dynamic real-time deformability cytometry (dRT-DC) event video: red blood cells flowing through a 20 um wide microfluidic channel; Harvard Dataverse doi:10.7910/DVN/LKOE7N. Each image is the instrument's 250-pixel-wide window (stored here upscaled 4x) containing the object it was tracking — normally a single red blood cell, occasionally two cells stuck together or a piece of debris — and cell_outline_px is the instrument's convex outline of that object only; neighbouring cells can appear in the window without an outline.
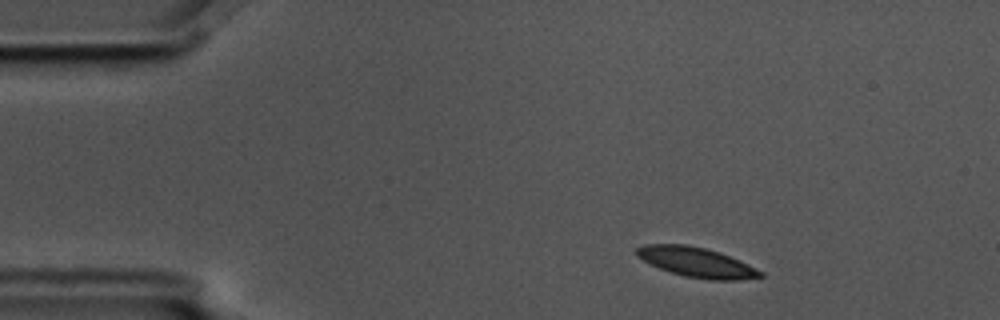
{"species": "common noctule bat (a hibernating species)", "species_latin": "Nyctalus noctula", "temperature_condition": "cold", "stored_images_in_passage": 4, "camera_frame_rate_fps": 3000, "um_per_image_px": 0.085, "animal": {"sex": "male", "body_mass_g": 17.5, "forearm_length_mm": 52.3}, "frame": {"image": 1, "passage_image": 2, "time_ms": 0.333, "image_size_px": [1000, 320], "cell_outline_px": [[764, 276], [736, 280], [708, 280], [684, 276], [660, 268], [636, 256], [636, 248], [644, 244], [684, 244], [704, 248], [740, 260], [764, 272]], "centroid_in_image_um": [59.21, 22.29], "position_along_channel_um": 25.8, "area_um2": 21.21}}